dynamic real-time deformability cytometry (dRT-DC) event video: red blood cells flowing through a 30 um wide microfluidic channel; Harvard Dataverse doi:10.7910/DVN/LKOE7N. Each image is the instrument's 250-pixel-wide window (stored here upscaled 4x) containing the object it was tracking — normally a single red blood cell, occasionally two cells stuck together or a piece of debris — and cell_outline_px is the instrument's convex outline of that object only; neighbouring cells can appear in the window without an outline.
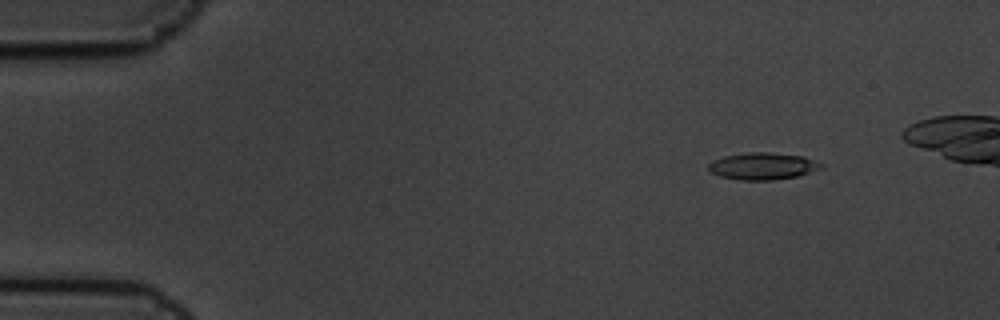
{"species": "common noctule bat (a hibernating species)", "species_latin": "Nyctalus noctula", "temperature_condition": "cold", "stored_images_in_passage": 7, "camera_frame_rate_fps": 3000, "um_per_image_px": 0.085, "animal": {"sex": "male", "body_mass_g": 19.5, "forearm_length_mm": 54.6}, "frame": {"image": 1, "passage_image": 3, "time_ms": 0.667, "image_size_px": [1000, 320], "cell_outline_px": [[824, 168], [796, 176], [772, 180], [740, 180], [720, 176], [708, 172], [708, 164], [712, 160], [724, 156], [752, 152], [768, 152], [804, 156], [824, 164]], "centroid_in_image_um": [64.82, 14.12], "position_along_channel_um": 20.2, "area_um2": 17.8}}